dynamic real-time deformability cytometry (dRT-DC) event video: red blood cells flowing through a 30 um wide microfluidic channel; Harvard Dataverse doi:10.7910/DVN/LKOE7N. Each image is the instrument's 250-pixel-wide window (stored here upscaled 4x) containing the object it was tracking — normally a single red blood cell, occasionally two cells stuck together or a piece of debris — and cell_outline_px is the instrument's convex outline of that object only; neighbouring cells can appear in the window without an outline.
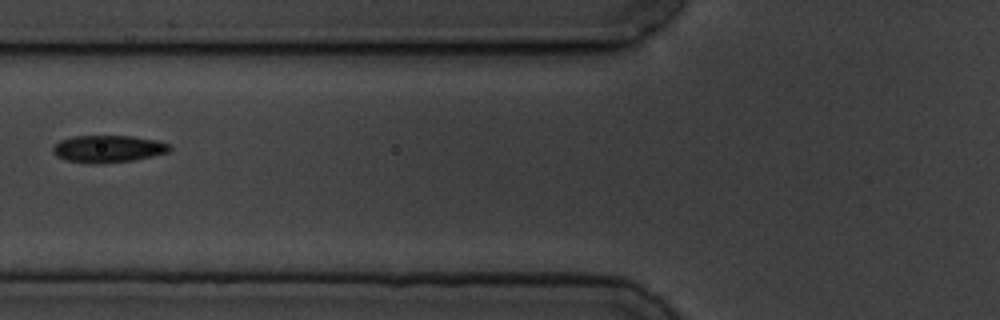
{"species": "common noctule bat (a hibernating species)", "species_latin": "Nyctalus noctula", "temperature_condition": "cold", "stored_images_in_passage": 3, "camera_frame_rate_fps": 3000, "um_per_image_px": 0.085, "animal": {"sex": "male", "body_mass_g": 19.5, "forearm_length_mm": 54.6}, "frame": {"image": 1, "passage_image": 3, "time_ms": 2.333, "image_size_px": [1000, 320], "cell_outline_px": [[172, 148], [168, 152], [152, 156], [132, 160], [100, 164], [88, 164], [64, 160], [56, 156], [52, 152], [52, 148], [60, 140], [72, 136], [132, 136], [156, 140], [168, 144]], "centroid_in_image_um": [9.14, 12.66], "position_along_channel_um": 116.7, "area_um2": 18.61}}